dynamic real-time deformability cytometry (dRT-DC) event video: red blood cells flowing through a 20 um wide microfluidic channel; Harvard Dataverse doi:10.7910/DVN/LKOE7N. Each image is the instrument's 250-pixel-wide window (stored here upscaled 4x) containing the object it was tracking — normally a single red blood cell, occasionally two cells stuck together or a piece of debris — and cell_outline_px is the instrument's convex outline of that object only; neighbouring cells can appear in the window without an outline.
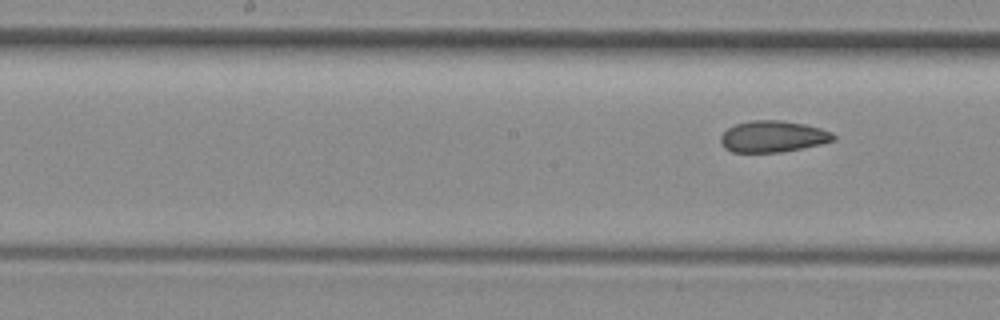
{"species": "common noctule bat (a hibernating species)", "species_latin": "Nyctalus noctula", "temperature_condition": "room temperature", "stored_images_in_passage": 10, "camera_frame_rate_fps": 3000, "um_per_image_px": 0.085, "animal": {"sex": "female", "body_mass_g": 29.2, "forearm_length_mm": 56.3}, "frame": {"image": 1, "passage_image": 10, "time_ms": 10.333, "image_size_px": [1000, 320], "cell_outline_px": [[836, 140], [820, 144], [780, 152], [732, 152], [724, 148], [720, 140], [720, 136], [728, 128], [736, 124], [752, 120], [780, 120], [804, 124], [820, 128], [832, 132], [836, 136]], "centroid_in_image_um": [65.69, 11.6], "position_along_channel_um": 182.5, "area_um2": 20.58}}